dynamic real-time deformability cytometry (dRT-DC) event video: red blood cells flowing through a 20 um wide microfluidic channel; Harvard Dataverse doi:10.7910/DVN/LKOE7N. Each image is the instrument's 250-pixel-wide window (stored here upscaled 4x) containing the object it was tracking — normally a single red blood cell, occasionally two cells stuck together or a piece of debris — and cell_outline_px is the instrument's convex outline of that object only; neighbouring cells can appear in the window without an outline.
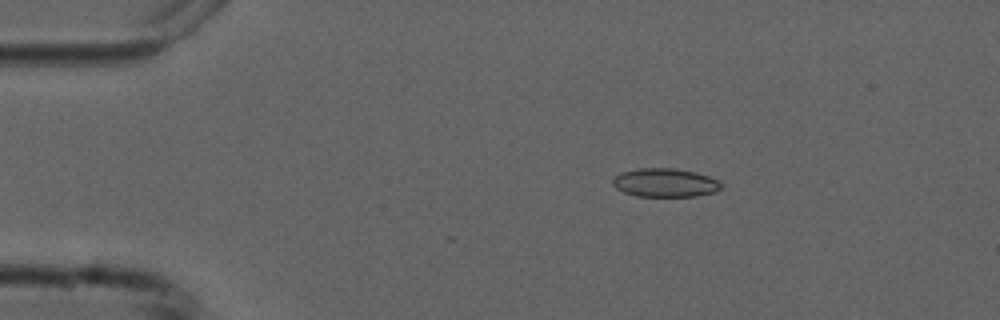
{"species": "common noctule bat (a hibernating species)", "species_latin": "Nyctalus noctula", "temperature_condition": "cold", "stored_images_in_passage": 5, "camera_frame_rate_fps": 3000, "um_per_image_px": 0.085, "animal": {"sex": "male", "forearm_length_mm": 52.5}, "frame": {"image": 1, "passage_image": 2, "time_ms": 2.0, "image_size_px": [1000, 320], "cell_outline_px": [[724, 188], [716, 192], [696, 196], [636, 196], [624, 192], [616, 188], [612, 184], [612, 180], [620, 172], [636, 168], [676, 168], [696, 172], [708, 176], [724, 184]], "centroid_in_image_um": [56.55, 15.52], "position_along_channel_um": 28.4, "area_um2": 18.32}}